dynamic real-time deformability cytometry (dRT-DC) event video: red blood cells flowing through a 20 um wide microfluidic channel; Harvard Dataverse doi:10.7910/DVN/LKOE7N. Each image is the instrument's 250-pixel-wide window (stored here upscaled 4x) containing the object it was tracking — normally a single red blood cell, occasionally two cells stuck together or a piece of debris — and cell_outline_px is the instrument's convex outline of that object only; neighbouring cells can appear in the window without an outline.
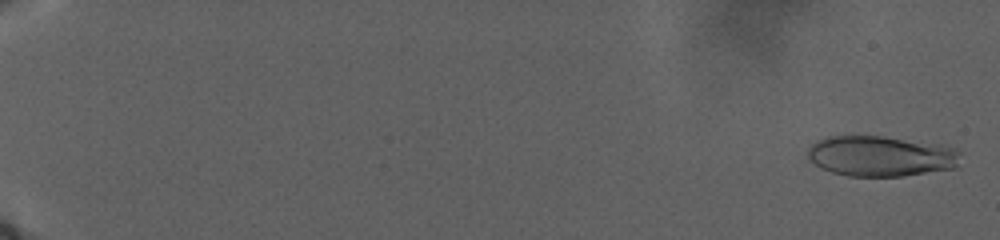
{"species": "human", "species_latin": "Homo sapiens", "temperature_condition": "warm", "stored_images_in_passage": 65, "camera_frame_rate_fps": 3000, "um_per_image_px": 0.085, "donor": {"sex": "male"}, "frame": {"image": 1, "passage_image": 2, "time_ms": 0.667, "image_size_px": [1000, 240], "cell_outline_px": [[960, 152], [956, 168], [904, 176], [848, 176], [832, 172], [820, 168], [808, 156], [808, 148], [816, 140], [828, 136], [884, 136], [936, 144], [956, 148]], "centroid_in_image_um": [74.86, 13.27], "position_along_channel_um": 10.1, "area_um2": 36.01}}
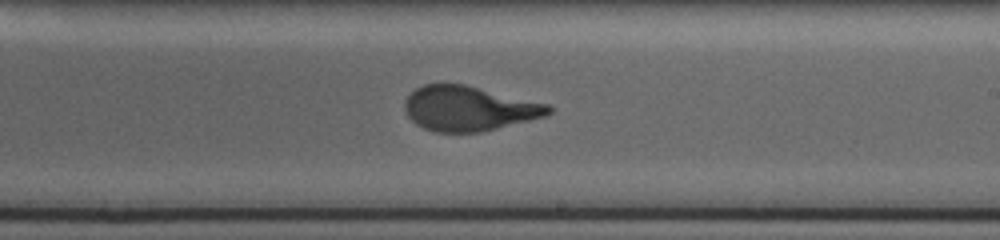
{"frame": {"image": 2, "passage_image": 41, "time_ms": 26.0, "image_size_px": [1000, 240], "cell_outline_px": [[552, 112], [548, 116], [480, 132], [432, 132], [416, 124], [408, 116], [404, 108], [404, 100], [416, 88], [424, 84], [464, 84], [548, 104], [552, 108]], "centroid_in_image_um": [39.85, 9.23], "position_along_channel_um": 249.1, "area_um2": 37.45}}
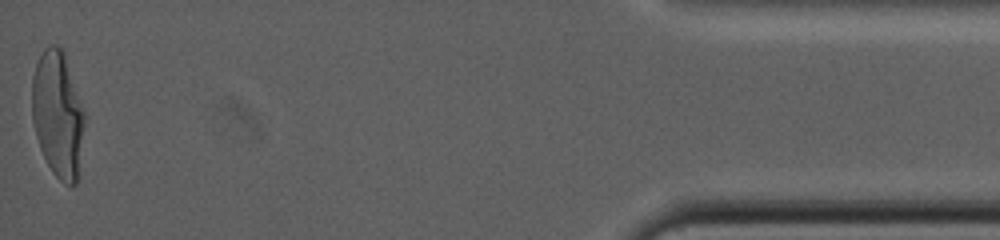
{"frame": {"image": 3, "passage_image": 65, "time_ms": 39.333, "image_size_px": [1000, 240], "cell_outline_px": [[84, 124], [76, 184], [72, 188], [64, 184], [52, 172], [40, 148], [36, 136], [32, 120], [32, 76], [36, 64], [44, 48], [48, 44], [56, 44], [64, 52], [84, 112]], "centroid_in_image_um": [4.89, 9.71], "position_along_channel_um": 430.3, "area_um2": 38.38}}